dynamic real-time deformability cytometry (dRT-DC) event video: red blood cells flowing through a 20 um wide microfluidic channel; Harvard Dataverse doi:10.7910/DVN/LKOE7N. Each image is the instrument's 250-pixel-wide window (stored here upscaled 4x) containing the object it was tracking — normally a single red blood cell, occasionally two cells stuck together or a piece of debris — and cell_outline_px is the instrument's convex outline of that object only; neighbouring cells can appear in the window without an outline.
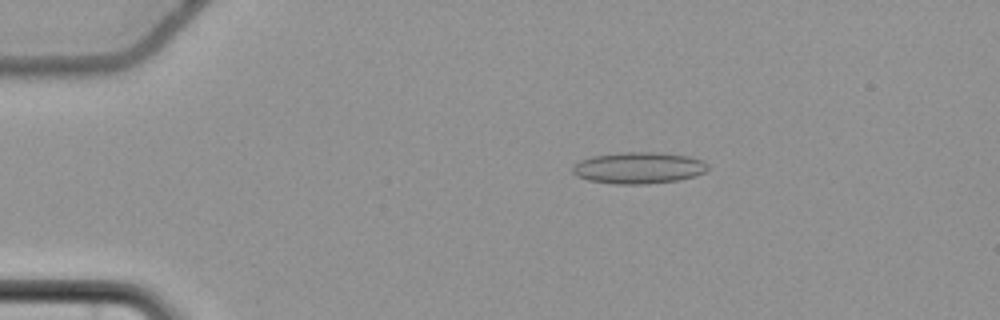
{"species": "common noctule bat (a hibernating species)", "species_latin": "Nyctalus noctula", "temperature_condition": "cold", "stored_images_in_passage": 58, "camera_frame_rate_fps": 3000, "um_per_image_px": 0.085, "animal": {"sex": "female", "body_mass_g": 22.7, "forearm_length_mm": 54.2}, "frame": {"image": 1, "passage_image": 12, "time_ms": 3.667, "image_size_px": [1000, 320], "cell_outline_px": [[708, 168], [704, 172], [696, 176], [680, 180], [648, 184], [616, 184], [588, 180], [576, 176], [572, 172], [572, 164], [580, 160], [592, 156], [620, 152], [660, 152], [688, 156], [704, 160], [708, 164]], "centroid_in_image_um": [54.28, 14.26], "position_along_channel_um": 30.7, "area_um2": 25.2}}
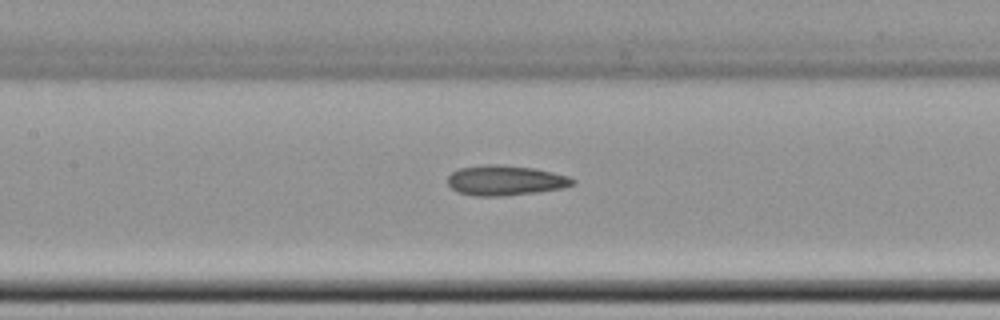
{"frame": {"image": 2, "passage_image": 28, "time_ms": 9.0, "image_size_px": [1000, 320], "cell_outline_px": [[576, 180], [572, 184], [560, 188], [536, 192], [504, 196], [472, 196], [456, 192], [448, 184], [448, 176], [452, 172], [460, 168], [488, 164], [496, 164], [536, 168], [568, 176]], "centroid_in_image_um": [42.91, 15.33], "position_along_channel_um": 164.5, "area_um2": 21.85}}
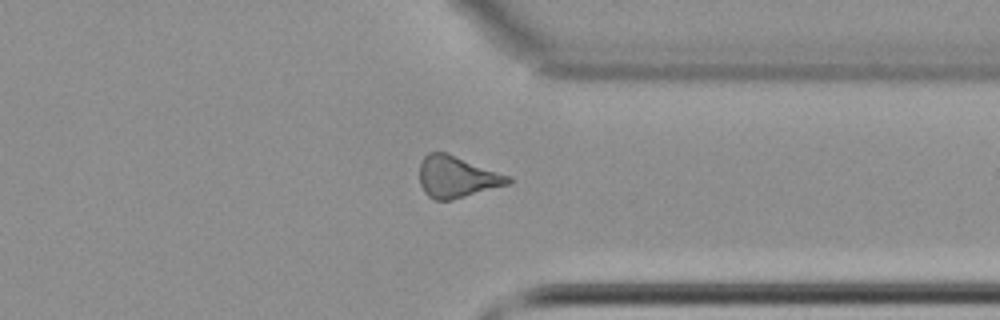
{"frame": {"image": 3, "passage_image": 45, "time_ms": 14.667, "image_size_px": [1000, 320], "cell_outline_px": [[512, 180], [508, 184], [452, 200], [436, 200], [428, 196], [424, 192], [420, 184], [420, 164], [424, 156], [428, 152], [448, 152], [512, 176]], "centroid_in_image_um": [38.84, 15.02], "position_along_channel_um": 372.6, "area_um2": 21.68}}